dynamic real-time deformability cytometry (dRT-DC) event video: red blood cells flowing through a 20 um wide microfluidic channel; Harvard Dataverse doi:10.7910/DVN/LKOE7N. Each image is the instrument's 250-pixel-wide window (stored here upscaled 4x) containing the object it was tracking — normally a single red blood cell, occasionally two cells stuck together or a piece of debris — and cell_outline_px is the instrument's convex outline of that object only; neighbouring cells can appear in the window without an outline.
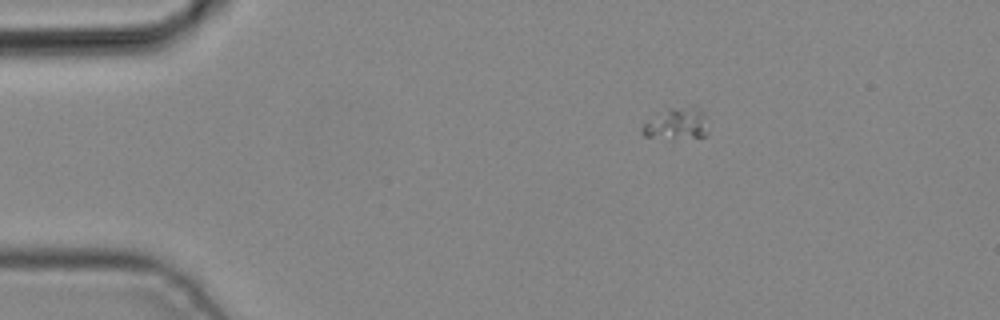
{"species": "common noctule bat (a hibernating species)", "species_latin": "Nyctalus noctula", "temperature_condition": "cold", "stored_images_in_passage": 4, "segment_of_instrument_passage": [2, 2], "camera_frame_rate_fps": 3000, "um_per_image_px": 0.085, "animal": {"sex": "male", "body_mass_g": 19.2, "forearm_length_mm": 51.8}, "frame": {"image": 1, "passage_image": 4, "time_ms": 1.0, "image_size_px": [1000, 320], "cell_outline_px": [[708, 132], [704, 136], [644, 136], [640, 132], [640, 128], [644, 124], [672, 108], [700, 108], [708, 116]], "centroid_in_image_um": [57.61, 10.5], "position_along_channel_um": 27.4, "area_um2": 11.27}}